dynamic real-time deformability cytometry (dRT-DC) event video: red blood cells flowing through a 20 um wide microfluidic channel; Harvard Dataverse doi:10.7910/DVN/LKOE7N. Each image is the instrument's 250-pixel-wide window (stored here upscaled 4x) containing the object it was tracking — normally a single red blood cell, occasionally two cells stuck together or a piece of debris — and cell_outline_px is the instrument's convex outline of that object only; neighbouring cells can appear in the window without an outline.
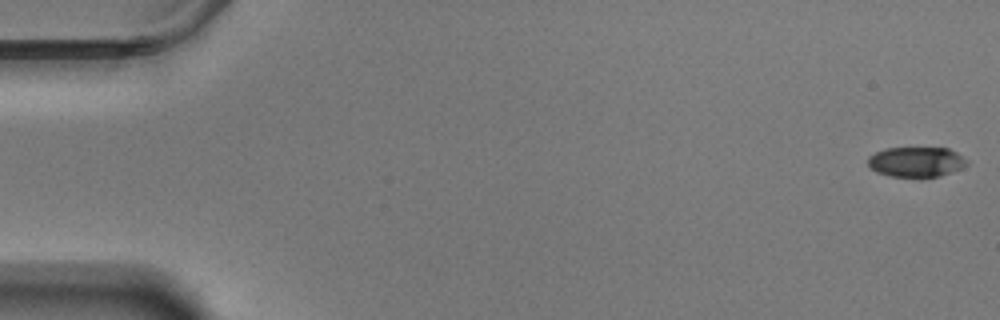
{"species": "Egyptian fruit bat (a non-hibernating species)", "species_latin": "Rousettus aegyptiacus", "temperature_condition": "warm", "stored_images_in_passage": 58, "camera_frame_rate_fps": 3000, "um_per_image_px": 0.085, "animal": {"sex": "male"}, "frame": {"image": 1, "passage_image": 1, "time_ms": 0.0, "image_size_px": [1000, 320], "cell_outline_px": [[968, 164], [952, 172], [940, 176], [892, 176], [876, 172], [868, 164], [868, 156], [884, 148], [948, 148], [956, 152], [968, 160]], "centroid_in_image_um": [77.88, 13.74], "position_along_channel_um": 7.1, "area_um2": 17.17}}
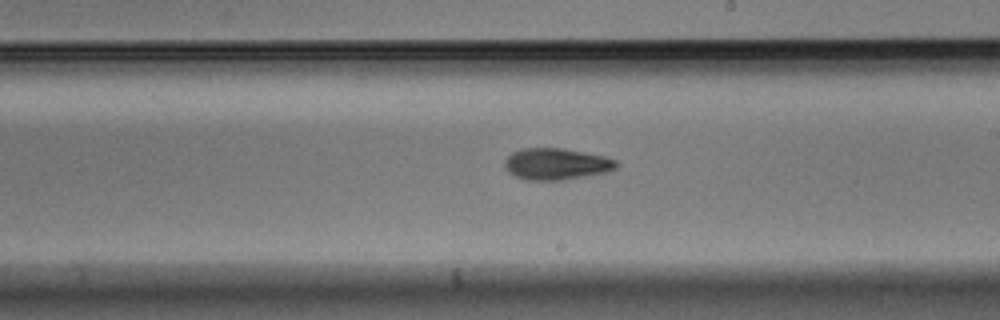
{"frame": {"image": 2, "passage_image": 34, "time_ms": 11.0, "image_size_px": [1000, 320], "cell_outline_px": [[620, 164], [616, 168], [608, 172], [564, 180], [524, 180], [508, 172], [504, 168], [504, 160], [512, 152], [520, 148], [564, 148], [604, 156], [616, 160]], "centroid_in_image_um": [47.28, 13.94], "position_along_channel_um": 241.7, "area_um2": 20.81}}
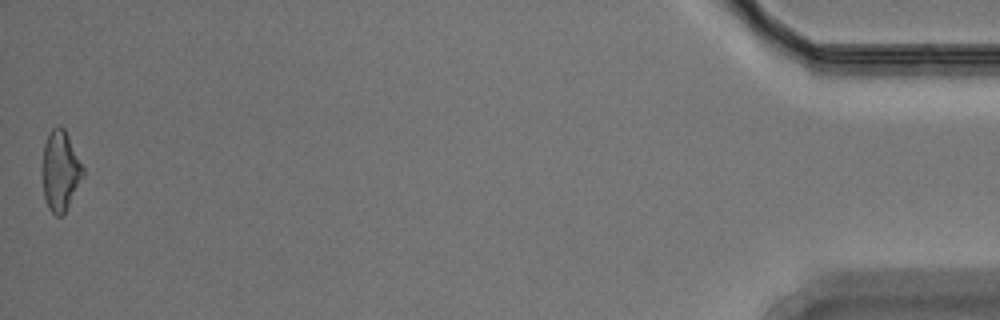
{"frame": {"image": 3, "passage_image": 58, "time_ms": 19.0, "image_size_px": [1000, 320], "cell_outline_px": [[84, 176], [64, 212], [60, 216], [56, 216], [48, 208], [44, 196], [44, 144], [48, 132], [52, 128], [60, 124], [64, 128], [84, 168]], "centroid_in_image_um": [5.15, 14.48], "position_along_channel_um": 430.1, "area_um2": 18.5}, "authors_computed_cell_mechanics": {"area_um2": 19.4208, "velocity_mm_per_s": 3.5108, "shape_relaxation_time_tau1_ms": 6.3003, "shape_relaxation_time_tau2_ms": 8.2435, "deformation_change_tau1": 0.1506, "deformation_change_tau2": 0.1766}}